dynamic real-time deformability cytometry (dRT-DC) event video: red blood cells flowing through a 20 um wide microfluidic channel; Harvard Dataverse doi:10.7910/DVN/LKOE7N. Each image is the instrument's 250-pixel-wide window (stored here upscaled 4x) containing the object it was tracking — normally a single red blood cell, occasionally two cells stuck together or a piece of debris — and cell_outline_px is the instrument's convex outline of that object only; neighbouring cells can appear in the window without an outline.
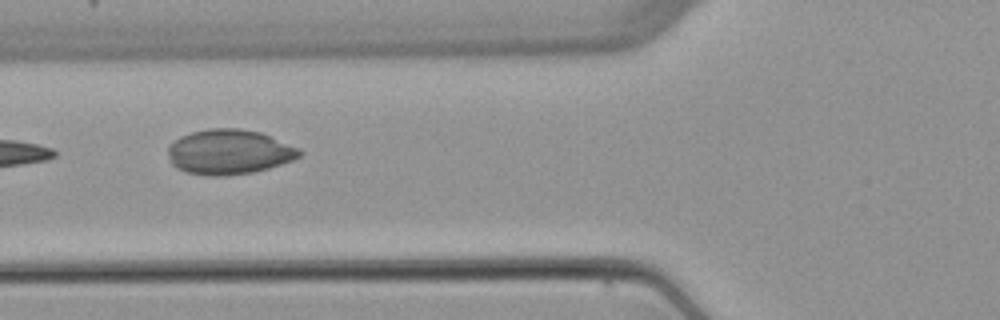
{"species": "common noctule bat (a hibernating species)", "species_latin": "Nyctalus noctula", "temperature_condition": "warm", "stored_images_in_passage": 5, "camera_frame_rate_fps": 3000, "um_per_image_px": 0.085, "animal": {"sex": "female", "body_mass_g": 22.7, "forearm_length_mm": 54.2}, "frame": {"image": 1, "passage_image": 5, "time_ms": 4.667, "image_size_px": [1000, 320], "cell_outline_px": [[304, 152], [300, 156], [292, 160], [268, 168], [252, 172], [228, 176], [204, 176], [184, 172], [176, 168], [172, 164], [168, 156], [168, 144], [180, 136], [192, 132], [208, 128], [240, 128], [260, 132], [300, 148]], "centroid_in_image_um": [19.44, 12.92], "position_along_channel_um": 106.4, "area_um2": 34.8}}